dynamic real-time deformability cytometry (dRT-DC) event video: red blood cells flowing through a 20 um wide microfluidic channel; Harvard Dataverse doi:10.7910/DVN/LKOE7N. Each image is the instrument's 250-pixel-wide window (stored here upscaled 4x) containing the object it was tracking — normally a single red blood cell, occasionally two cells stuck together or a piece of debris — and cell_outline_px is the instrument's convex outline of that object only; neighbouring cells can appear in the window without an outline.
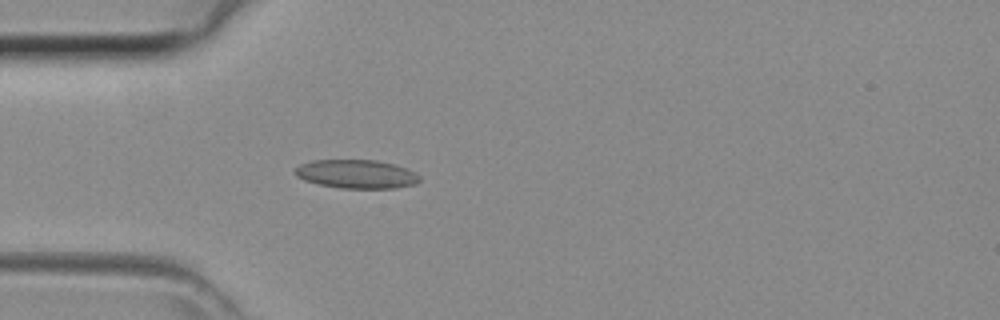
{"species": "common noctule bat (a hibernating species)", "species_latin": "Nyctalus noctula", "temperature_condition": "room temperature", "stored_images_in_passage": 27, "camera_frame_rate_fps": 3000, "um_per_image_px": 0.085, "animal": {"sex": "female", "body_mass_g": 29.2, "forearm_length_mm": 56.3}, "frame": {"image": 1, "passage_image": 6, "time_ms": 1.667, "image_size_px": [1000, 320], "cell_outline_px": [[420, 180], [416, 184], [396, 188], [340, 188], [320, 184], [304, 180], [296, 176], [292, 172], [300, 164], [312, 160], [376, 160], [408, 168], [416, 172], [420, 176]], "centroid_in_image_um": [30.31, 14.79], "position_along_channel_um": 54.7, "area_um2": 20.92}}
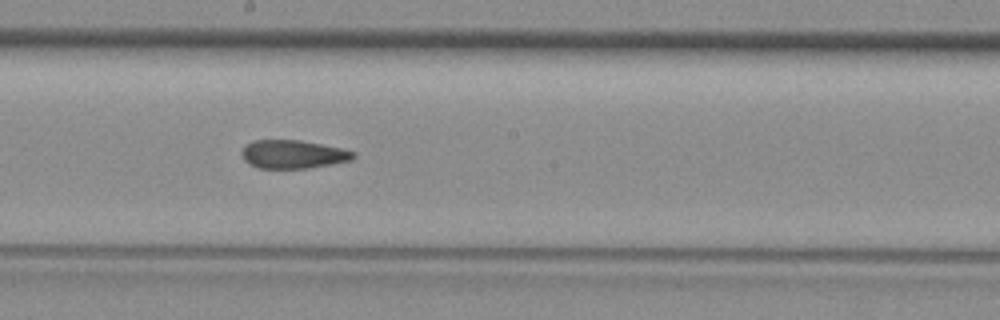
{"frame": {"image": 2, "passage_image": 17, "time_ms": 5.333, "image_size_px": [1000, 320], "cell_outline_px": [[356, 156], [352, 160], [308, 168], [260, 168], [248, 164], [244, 160], [240, 152], [244, 144], [252, 140], [300, 140], [340, 148], [356, 152]], "centroid_in_image_um": [24.86, 13.11], "position_along_channel_um": 223.3, "area_um2": 18.55}}
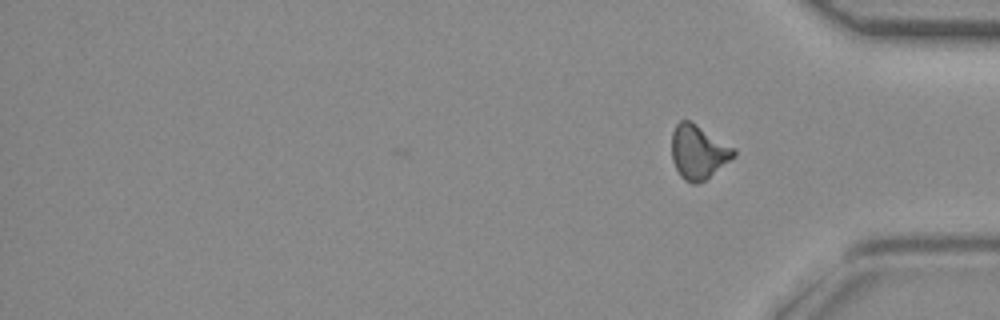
{"frame": {"image": 3, "passage_image": 27, "time_ms": 8.667, "image_size_px": [1000, 320], "cell_outline_px": [[736, 156], [700, 184], [692, 184], [684, 180], [680, 176], [672, 160], [672, 132], [676, 124], [680, 120], [688, 120], [696, 124], [736, 148]], "centroid_in_image_um": [59.37, 12.93], "position_along_channel_um": 375.8, "area_um2": 19.71}}